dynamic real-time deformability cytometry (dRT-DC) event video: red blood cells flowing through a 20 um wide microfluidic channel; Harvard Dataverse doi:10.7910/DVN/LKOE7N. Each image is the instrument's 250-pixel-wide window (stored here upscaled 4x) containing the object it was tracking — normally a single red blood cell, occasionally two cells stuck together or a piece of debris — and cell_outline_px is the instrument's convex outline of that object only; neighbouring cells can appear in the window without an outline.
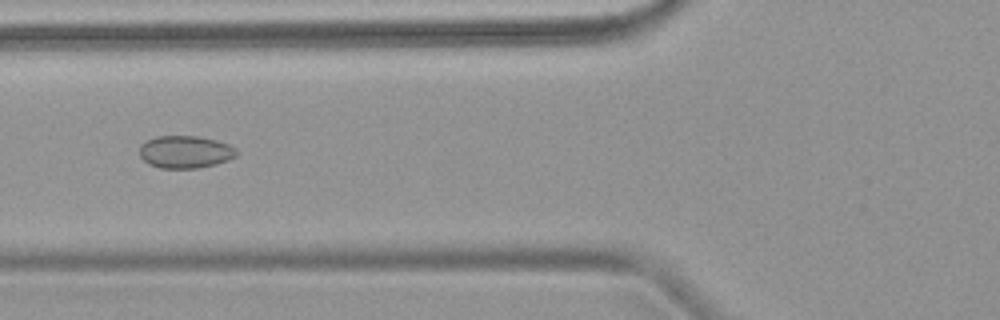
{"species": "common noctule bat (a hibernating species)", "species_latin": "Nyctalus noctula", "temperature_condition": "warm", "stored_images_in_passage": 8, "camera_frame_rate_fps": 3000, "um_per_image_px": 0.085, "animal": {"sex": "female", "body_mass_g": 18.4}, "frame": {"image": 1, "passage_image": 6, "time_ms": 5.667, "image_size_px": [1000, 320], "cell_outline_px": [[236, 156], [228, 160], [216, 164], [200, 168], [160, 168], [148, 164], [140, 156], [140, 144], [144, 140], [156, 136], [200, 136], [216, 140], [228, 144], [236, 148]], "centroid_in_image_um": [15.72, 12.91], "position_along_channel_um": 110.1, "area_um2": 18.55}}
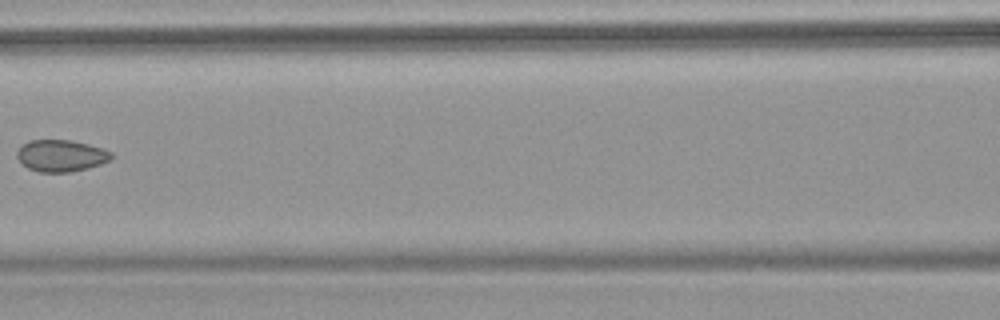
{"frame": {"image": 2, "passage_image": 7, "time_ms": 7.0, "image_size_px": [1000, 320], "cell_outline_px": [[116, 156], [112, 160], [88, 168], [72, 172], [36, 172], [28, 168], [16, 156], [16, 152], [28, 140], [72, 140], [88, 144], [112, 152]], "centroid_in_image_um": [5.23, 13.24], "position_along_channel_um": 161.4, "area_um2": 17.57}}
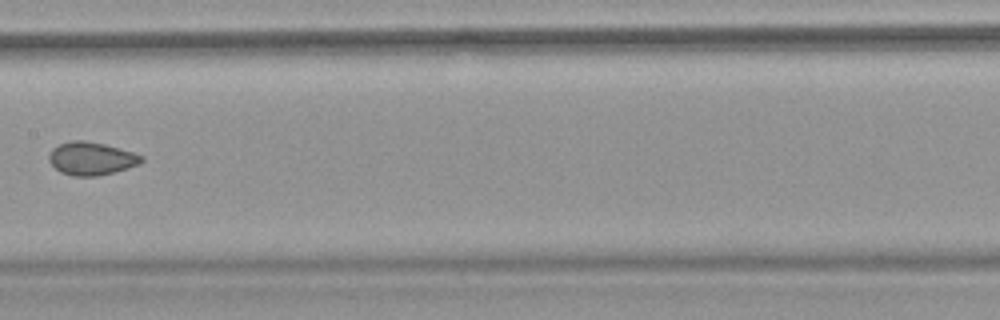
{"frame": {"image": 3, "passage_image": 8, "time_ms": 8.0, "image_size_px": [1000, 320], "cell_outline_px": [[144, 160], [140, 164], [128, 168], [96, 176], [72, 176], [60, 172], [48, 160], [48, 156], [52, 148], [60, 144], [72, 140], [84, 140], [104, 144], [132, 152], [144, 156]], "centroid_in_image_um": [7.76, 13.47], "position_along_channel_um": 199.6, "area_um2": 17.74}}